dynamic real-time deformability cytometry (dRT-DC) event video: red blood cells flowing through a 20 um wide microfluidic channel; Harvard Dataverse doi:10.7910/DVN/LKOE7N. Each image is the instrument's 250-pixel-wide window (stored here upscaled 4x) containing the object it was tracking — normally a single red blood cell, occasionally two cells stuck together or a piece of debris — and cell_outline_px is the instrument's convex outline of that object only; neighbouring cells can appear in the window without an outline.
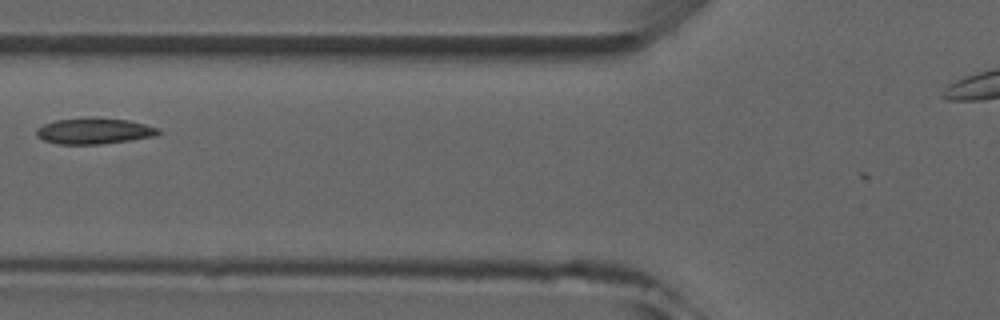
{"species": "common noctule bat (a hibernating species)", "species_latin": "Nyctalus noctula", "temperature_condition": "room temperature", "stored_images_in_passage": 5, "camera_frame_rate_fps": 3000, "um_per_image_px": 0.085, "animal": {"sex": "male", "forearm_length_mm": 52.5}, "frame": {"image": 1, "passage_image": 5, "time_ms": 4.333, "image_size_px": [1000, 320], "cell_outline_px": [[160, 132], [156, 136], [100, 144], [56, 144], [44, 140], [36, 136], [36, 128], [44, 124], [56, 120], [84, 116], [96, 116], [128, 120], [144, 124], [156, 128]], "centroid_in_image_um": [7.94, 11.11], "position_along_channel_um": 117.9, "area_um2": 18.73}}